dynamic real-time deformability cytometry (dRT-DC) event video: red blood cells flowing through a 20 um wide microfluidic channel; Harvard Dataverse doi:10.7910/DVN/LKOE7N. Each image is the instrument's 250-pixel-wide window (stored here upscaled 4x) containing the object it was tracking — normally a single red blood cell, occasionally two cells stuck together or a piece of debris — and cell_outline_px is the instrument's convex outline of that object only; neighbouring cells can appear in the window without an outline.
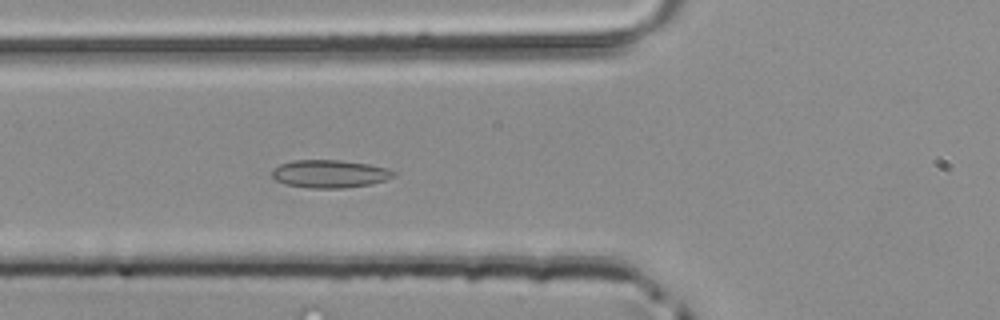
{"species": "common noctule bat (a hibernating species)", "species_latin": "Nyctalus noctula", "temperature_condition": "room temperature", "stored_images_in_passage": 49, "camera_frame_rate_fps": 3000, "um_per_image_px": 0.085, "animal": {"sex": "male", "body_mass_g": 20.4}, "frame": {"image": 1, "passage_image": 18, "time_ms": 5.667, "image_size_px": [1000, 320], "cell_outline_px": [[396, 176], [384, 180], [368, 184], [344, 188], [308, 188], [284, 184], [276, 180], [272, 176], [272, 168], [280, 164], [292, 160], [340, 160], [368, 164], [388, 168], [396, 172]], "centroid_in_image_um": [28.0, 14.77], "position_along_channel_um": 97.8, "area_um2": 19.83}}
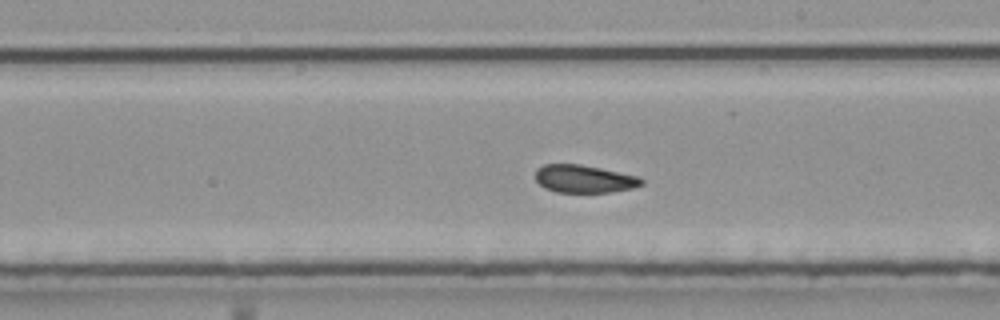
{"frame": {"image": 2, "passage_image": 28, "time_ms": 9.0, "image_size_px": [1000, 320], "cell_outline_px": [[644, 184], [632, 188], [612, 192], [556, 192], [544, 188], [536, 180], [536, 168], [544, 164], [580, 164], [640, 176], [644, 180]], "centroid_in_image_um": [49.67, 15.2], "position_along_channel_um": 239.3, "area_um2": 17.28}}
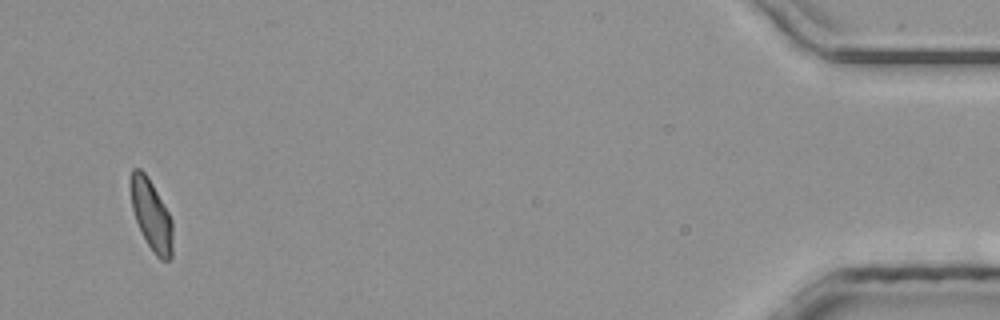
{"frame": {"image": 3, "passage_image": 47, "time_ms": 15.333, "image_size_px": [1000, 320], "cell_outline_px": [[172, 256], [168, 260], [160, 260], [152, 252], [136, 220], [132, 208], [132, 168], [140, 168], [148, 176], [168, 212], [172, 220]], "centroid_in_image_um": [12.89, 18.31], "position_along_channel_um": 422.3, "area_um2": 16.82}}